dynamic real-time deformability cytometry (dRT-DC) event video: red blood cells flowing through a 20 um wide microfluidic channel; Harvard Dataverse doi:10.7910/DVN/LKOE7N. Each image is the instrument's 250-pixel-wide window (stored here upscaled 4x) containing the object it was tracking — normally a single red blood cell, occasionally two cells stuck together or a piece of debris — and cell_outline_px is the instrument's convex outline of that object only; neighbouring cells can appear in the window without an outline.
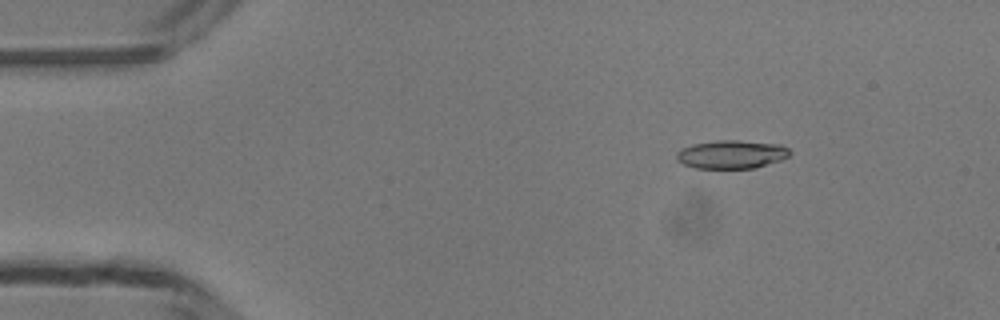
{"species": "common noctule bat (a hibernating species)", "species_latin": "Nyctalus noctula", "temperature_condition": "room temperature", "stored_images_in_passage": 49, "camera_frame_rate_fps": 3000, "um_per_image_px": 0.085, "animal": {"sex": "male", "body_mass_g": 13.3}, "frame": {"image": 1, "passage_image": 7, "time_ms": 2.0, "image_size_px": [1000, 320], "cell_outline_px": [[792, 152], [788, 156], [780, 160], [752, 168], [696, 168], [684, 164], [676, 160], [676, 152], [680, 148], [692, 144], [716, 140], [740, 140], [780, 144], [788, 148]], "centroid_in_image_um": [62.15, 13.1], "position_along_channel_um": 22.9, "area_um2": 18.79}}
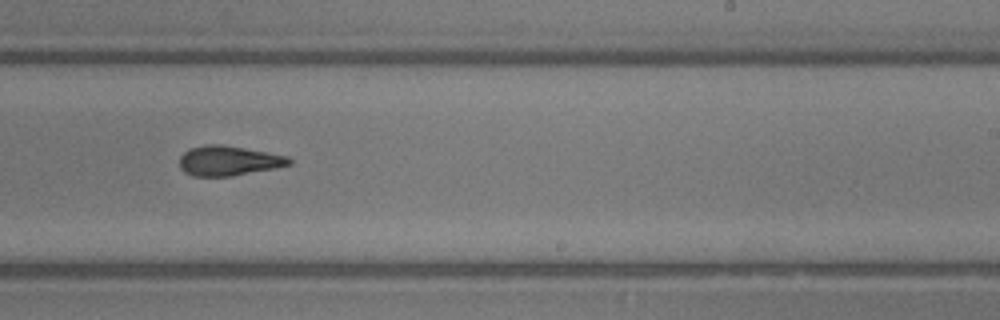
{"frame": {"image": 2, "passage_image": 30, "time_ms": 9.667, "image_size_px": [1000, 320], "cell_outline_px": [[292, 164], [232, 176], [192, 176], [184, 172], [180, 168], [180, 156], [184, 152], [192, 148], [204, 144], [220, 144], [244, 148], [288, 156], [292, 160]], "centroid_in_image_um": [19.4, 13.66], "position_along_channel_um": 269.6, "area_um2": 18.9}}
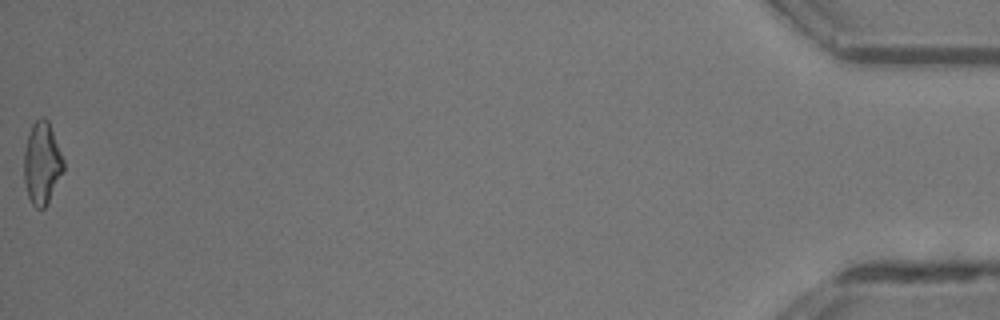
{"frame": {"image": 3, "passage_image": 49, "time_ms": 16.0, "image_size_px": [1000, 320], "cell_outline_px": [[64, 172], [44, 208], [36, 208], [32, 204], [28, 196], [24, 180], [24, 152], [28, 136], [32, 124], [40, 116], [44, 116], [48, 120], [64, 160]], "centroid_in_image_um": [3.57, 13.86], "position_along_channel_um": 431.6, "area_um2": 18.84}, "authors_computed_cell_mechanics": {"area_um2": 18.8428, "velocity_mm_per_s": 4.2187, "shape_relaxation_time_tau1_ms": 6.7797, "shape_relaxation_time_tau2_ms": 2.3513, "deformation_change_tau1": 0.2033, "deformation_change_tau2": 0.1152}}